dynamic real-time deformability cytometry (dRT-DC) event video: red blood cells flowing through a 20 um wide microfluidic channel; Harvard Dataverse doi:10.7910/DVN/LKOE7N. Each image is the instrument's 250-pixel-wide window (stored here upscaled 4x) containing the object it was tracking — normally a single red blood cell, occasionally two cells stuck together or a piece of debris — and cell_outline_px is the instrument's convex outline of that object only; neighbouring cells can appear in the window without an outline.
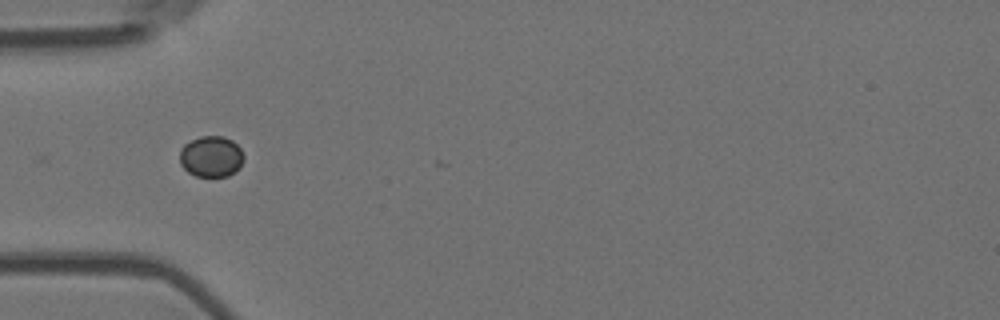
{"species": "Egyptian fruit bat (a non-hibernating species)", "species_latin": "Rousettus aegyptiacus", "temperature_condition": "room temperature", "stored_images_in_passage": 2, "camera_frame_rate_fps": 3000, "um_per_image_px": 0.085, "animal": {"sex": "female"}, "frame": {"image": 1, "passage_image": 1, "time_ms": 0.0, "image_size_px": [1000, 320], "cell_outline_px": [[244, 160], [240, 168], [228, 176], [196, 176], [188, 172], [180, 164], [180, 148], [184, 144], [200, 136], [224, 136], [232, 140], [240, 148], [244, 156]], "centroid_in_image_um": [17.96, 13.3], "position_along_channel_um": 67.0, "area_um2": 15.43}}